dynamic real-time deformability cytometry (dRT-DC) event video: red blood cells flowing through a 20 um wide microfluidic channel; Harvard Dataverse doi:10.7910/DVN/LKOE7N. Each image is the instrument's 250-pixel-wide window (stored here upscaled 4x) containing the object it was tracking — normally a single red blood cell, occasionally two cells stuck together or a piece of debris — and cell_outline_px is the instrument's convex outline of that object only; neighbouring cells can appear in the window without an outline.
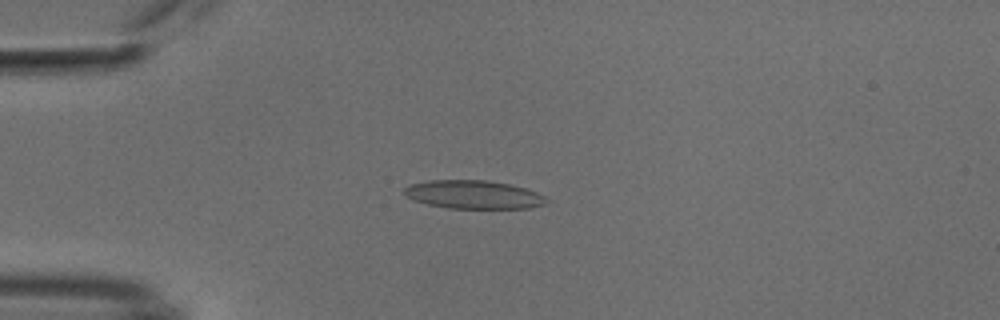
{"species": "common noctule bat (a hibernating species)", "species_latin": "Nyctalus noctula", "temperature_condition": "cold", "stored_images_in_passage": 10, "camera_frame_rate_fps": 3000, "um_per_image_px": 0.085, "animal": {"sex": "male", "body_mass_g": 18.8}, "frame": {"image": 1, "passage_image": 6, "time_ms": 1.667, "image_size_px": [1000, 320], "cell_outline_px": [[552, 200], [544, 204], [528, 208], [448, 208], [428, 204], [416, 200], [408, 196], [404, 192], [404, 188], [408, 184], [428, 180], [488, 180], [508, 184], [524, 188], [536, 192]], "centroid_in_image_um": [40.26, 16.53], "position_along_channel_um": 44.7, "area_um2": 23.41}}